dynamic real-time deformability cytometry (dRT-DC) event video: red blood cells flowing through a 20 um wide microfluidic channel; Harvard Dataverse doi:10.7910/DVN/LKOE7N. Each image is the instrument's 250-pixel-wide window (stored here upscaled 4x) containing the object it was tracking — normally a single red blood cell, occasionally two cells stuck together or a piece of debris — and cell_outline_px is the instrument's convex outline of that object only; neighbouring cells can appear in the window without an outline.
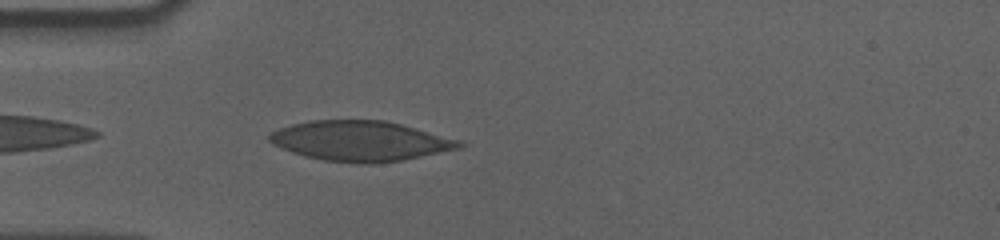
{"species": "human", "species_latin": "Homo sapiens", "temperature_condition": "cold", "stored_images_in_passage": 40, "camera_frame_rate_fps": 3000, "um_per_image_px": 0.085, "donor": {"sex": "male"}, "frame": {"image": 1, "passage_image": 2, "time_ms": 0.333, "image_size_px": [1000, 240], "cell_outline_px": [[468, 144], [460, 148], [400, 160], [376, 164], [356, 164], [324, 160], [304, 156], [280, 148], [272, 144], [268, 140], [268, 136], [272, 132], [280, 128], [292, 124], [312, 120], [384, 120], [400, 124], [460, 140]], "centroid_in_image_um": [30.61, 11.99], "position_along_channel_um": 54.4, "area_um2": 44.27}}
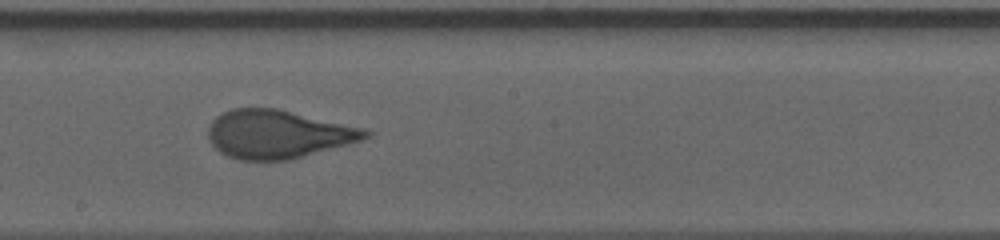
{"frame": {"image": 2, "passage_image": 17, "time_ms": 5.333, "image_size_px": [1000, 240], "cell_outline_px": [[372, 132], [368, 136], [360, 140], [348, 144], [288, 160], [240, 160], [228, 156], [220, 152], [208, 140], [208, 128], [212, 120], [220, 112], [232, 108], [276, 108], [364, 128]], "centroid_in_image_um": [23.57, 11.4], "position_along_channel_um": 224.6, "area_um2": 44.1}}
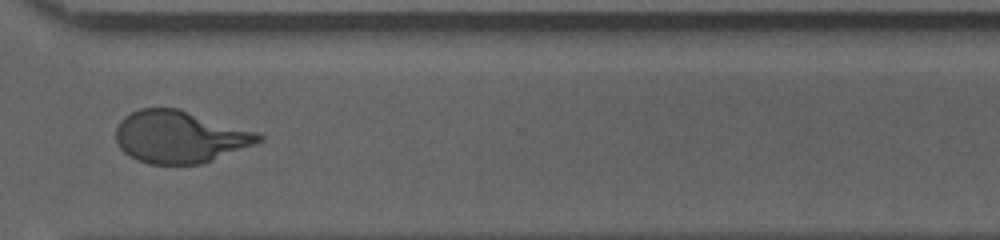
{"frame": {"image": 3, "passage_image": 28, "time_ms": 9.0, "image_size_px": [1000, 240], "cell_outline_px": [[264, 140], [256, 144], [212, 160], [200, 164], [148, 164], [136, 160], [128, 156], [116, 144], [116, 128], [120, 120], [124, 116], [140, 108], [180, 108], [256, 132], [264, 136]], "centroid_in_image_um": [15.26, 11.63], "position_along_channel_um": 355.3, "area_um2": 43.58}, "authors_computed_cell_mechanics": {"area_um2": 43.8702, "velocity_mm_per_s": 3.5624, "shape_relaxation_time_tau1_ms": 6.1573, "shape_relaxation_time_tau2_ms": null, "deformation_change_tau1": 0.19, "deformation_change_tau2": null}}